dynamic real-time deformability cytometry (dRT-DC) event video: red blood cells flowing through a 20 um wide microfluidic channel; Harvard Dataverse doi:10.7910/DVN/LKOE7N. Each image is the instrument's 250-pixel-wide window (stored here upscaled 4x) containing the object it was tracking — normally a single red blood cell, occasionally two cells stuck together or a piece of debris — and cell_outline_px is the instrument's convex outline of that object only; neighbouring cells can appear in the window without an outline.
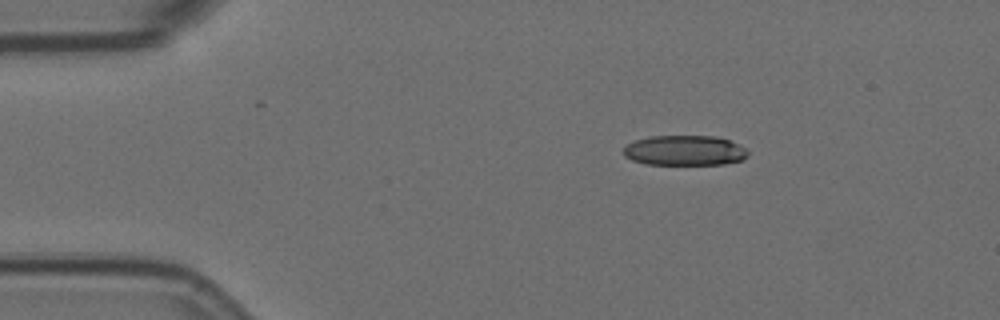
{"species": "Egyptian fruit bat (a non-hibernating species)", "species_latin": "Rousettus aegyptiacus", "temperature_condition": "room temperature", "stored_images_in_passage": 5, "camera_frame_rate_fps": 3000, "um_per_image_px": 0.085, "animal": {"sex": "female"}, "frame": {"image": 1, "passage_image": 2, "time_ms": 0.333, "image_size_px": [1000, 320], "cell_outline_px": [[748, 156], [744, 160], [724, 164], [644, 164], [632, 160], [624, 156], [624, 148], [628, 144], [636, 140], [652, 136], [716, 136], [728, 140], [744, 148], [748, 152]], "centroid_in_image_um": [58.2, 12.8], "position_along_channel_um": 26.8, "area_um2": 21.73}}